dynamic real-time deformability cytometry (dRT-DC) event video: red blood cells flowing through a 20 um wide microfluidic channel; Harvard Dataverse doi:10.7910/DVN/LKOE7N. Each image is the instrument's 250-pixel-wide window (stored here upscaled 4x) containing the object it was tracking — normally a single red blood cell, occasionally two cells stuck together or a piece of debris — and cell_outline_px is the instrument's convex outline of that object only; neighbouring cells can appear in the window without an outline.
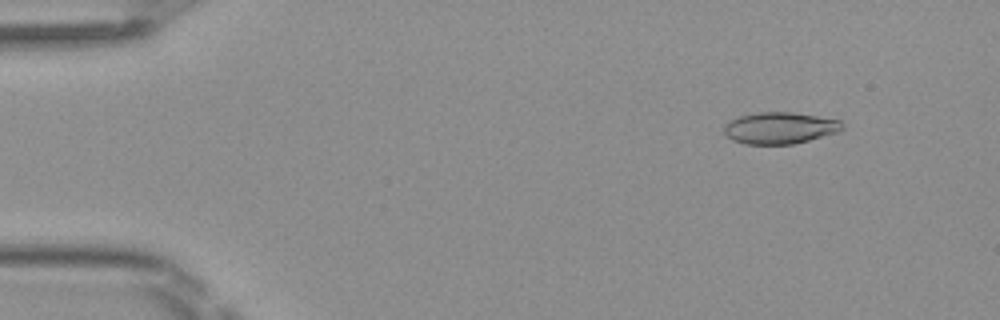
{"species": "Egyptian fruit bat (a non-hibernating species)", "species_latin": "Rousettus aegyptiacus", "temperature_condition": "room temperature", "stored_images_in_passage": 50, "camera_frame_rate_fps": 3000, "um_per_image_px": 0.085, "frame": {"image": 1, "passage_image": 6, "time_ms": 1.667, "image_size_px": [1000, 320], "cell_outline_px": [[844, 128], [840, 132], [792, 144], [744, 144], [732, 140], [724, 132], [724, 124], [740, 116], [756, 112], [792, 112], [840, 120], [844, 124]], "centroid_in_image_um": [66.3, 10.88], "position_along_channel_um": 18.7, "area_um2": 21.79}}
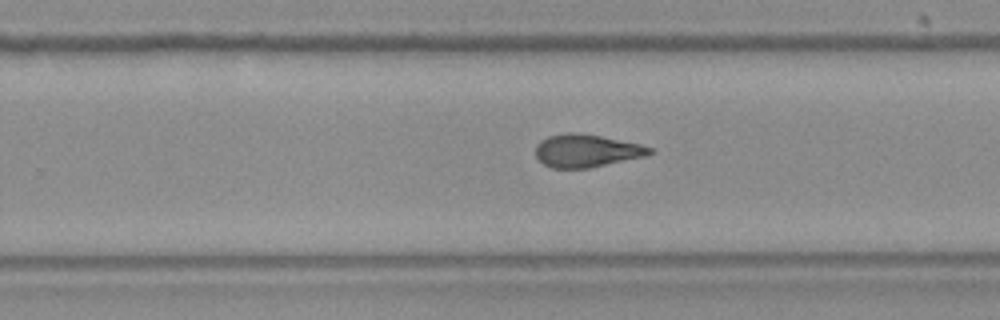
{"frame": {"image": 2, "passage_image": 32, "time_ms": 10.333, "image_size_px": [1000, 320], "cell_outline_px": [[652, 152], [644, 156], [588, 168], [552, 168], [544, 164], [536, 156], [536, 144], [540, 140], [548, 136], [568, 132], [576, 132], [600, 136], [640, 144], [652, 148]], "centroid_in_image_um": [49.8, 12.8], "position_along_channel_um": 280.0, "area_um2": 21.56}}
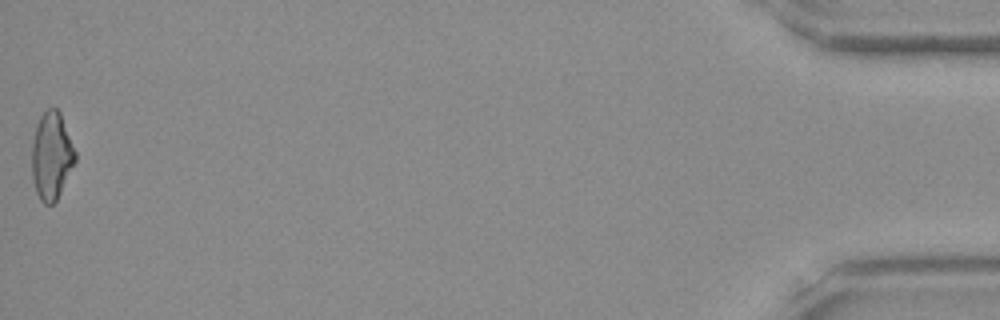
{"frame": {"image": 3, "passage_image": 50, "time_ms": 16.333, "image_size_px": [1000, 320], "cell_outline_px": [[76, 160], [56, 200], [52, 204], [44, 204], [40, 200], [36, 192], [32, 176], [32, 140], [36, 124], [40, 116], [48, 108], [56, 108], [60, 112], [76, 152]], "centroid_in_image_um": [4.37, 13.23], "position_along_channel_um": 430.8, "area_um2": 22.02}, "authors_computed_cell_mechanics": {"area_um2": 22.0218, "velocity_mm_per_s": 4.1203, "shape_relaxation_time_tau1_ms": 11.2201, "shape_relaxation_time_tau2_ms": 3.0726, "deformation_change_tau1": 0.3017, "deformation_change_tau2": 0.097}}